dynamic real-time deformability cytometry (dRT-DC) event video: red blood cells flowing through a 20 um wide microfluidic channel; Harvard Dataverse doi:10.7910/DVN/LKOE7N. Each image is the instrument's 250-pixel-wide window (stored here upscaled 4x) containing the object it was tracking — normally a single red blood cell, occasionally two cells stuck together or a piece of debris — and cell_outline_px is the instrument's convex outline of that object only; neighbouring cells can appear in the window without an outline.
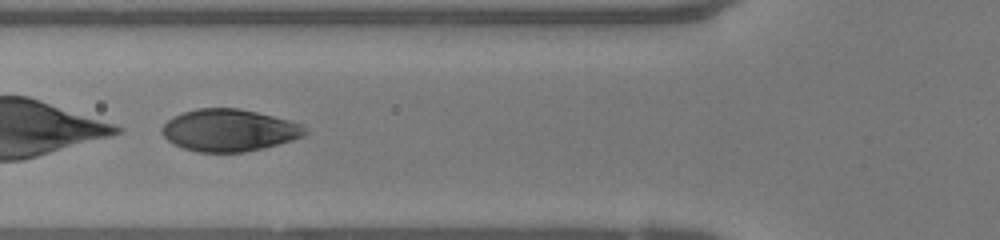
{"species": "human", "species_latin": "Homo sapiens", "temperature_condition": "warm", "stored_images_in_passage": 38, "camera_frame_rate_fps": 3000, "um_per_image_px": 0.085, "donor": {"sex": "female"}, "frame": {"image": 1, "passage_image": 9, "time_ms": 2.667, "image_size_px": [1000, 240], "cell_outline_px": [[308, 132], [304, 136], [292, 140], [264, 148], [244, 152], [196, 152], [172, 144], [160, 132], [160, 128], [172, 116], [196, 108], [240, 108], [288, 120], [300, 124]], "centroid_in_image_um": [19.43, 11.07], "position_along_channel_um": 106.4, "area_um2": 35.14}}
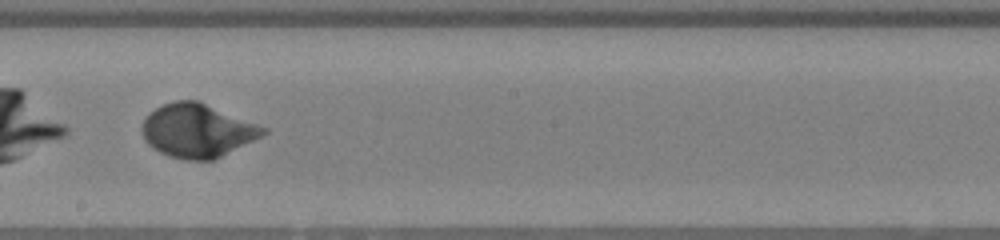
{"frame": {"image": 2, "passage_image": 18, "time_ms": 5.667, "image_size_px": [1000, 240], "cell_outline_px": [[268, 132], [212, 160], [184, 160], [168, 156], [152, 148], [144, 140], [140, 128], [144, 120], [156, 108], [164, 104], [176, 100], [200, 100], [268, 128]], "centroid_in_image_um": [16.75, 11.09], "position_along_channel_um": 231.5, "area_um2": 37.69}}
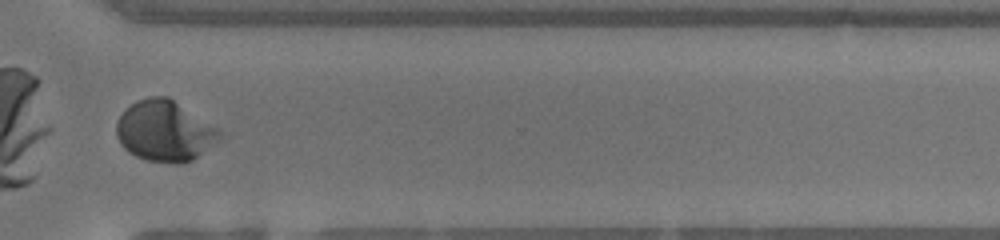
{"frame": {"image": 3, "passage_image": 27, "time_ms": 8.667, "image_size_px": [1000, 240], "cell_outline_px": [[220, 136], [192, 160], [180, 164], [172, 164], [144, 160], [128, 152], [120, 144], [116, 136], [116, 120], [136, 100], [148, 96], [168, 96], [220, 128]], "centroid_in_image_um": [13.96, 11.13], "position_along_channel_um": 356.6, "area_um2": 36.53}, "authors_computed_cell_mechanics": {"area_um2": 37.6856, "velocity_mm_per_s": 4.1613, "shape_relaxation_time_tau1_ms": 1.2428, "shape_relaxation_time_tau2_ms": null, "deformation_change_tau1": 0.3244, "deformation_change_tau2": null}}